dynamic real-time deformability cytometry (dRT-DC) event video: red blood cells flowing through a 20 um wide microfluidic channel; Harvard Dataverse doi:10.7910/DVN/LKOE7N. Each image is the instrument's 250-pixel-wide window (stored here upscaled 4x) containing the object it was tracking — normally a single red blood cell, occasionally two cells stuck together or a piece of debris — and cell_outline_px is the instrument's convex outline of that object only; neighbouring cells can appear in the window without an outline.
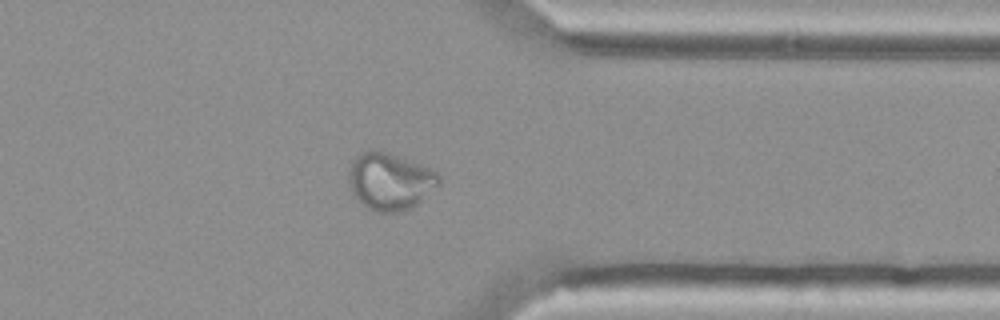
{"species": "Egyptian fruit bat (a non-hibernating species)", "species_latin": "Rousettus aegyptiacus", "temperature_condition": "cold", "stored_images_in_passage": 53, "camera_frame_rate_fps": 3000, "um_per_image_px": 0.085, "animal": {"sex": "female"}, "frame": {"image": 1, "passage_image": 41, "time_ms": 13.333, "image_size_px": [1000, 320], "cell_outline_px": [[440, 184], [412, 208], [396, 212], [376, 212], [368, 208], [352, 192], [348, 180], [348, 172], [352, 160], [360, 152], [368, 148], [372, 148], [432, 168], [440, 172]], "centroid_in_image_um": [33.15, 15.39], "position_along_channel_um": 378.2, "area_um2": 30.11}}
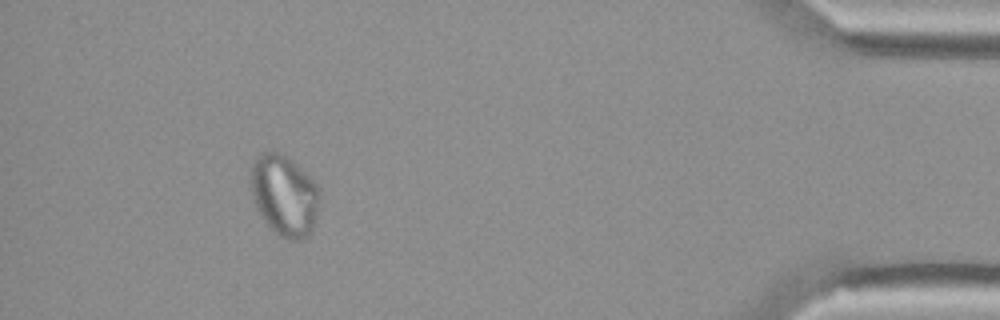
{"frame": {"image": 2, "passage_image": 48, "time_ms": 15.667, "image_size_px": [1000, 320], "cell_outline_px": [[316, 216], [312, 232], [308, 236], [300, 240], [288, 240], [280, 236], [260, 216], [252, 192], [252, 164], [256, 156], [260, 152], [276, 152], [292, 160], [316, 184]], "centroid_in_image_um": [24.14, 16.62], "position_along_channel_um": 411.1, "area_um2": 31.5}}